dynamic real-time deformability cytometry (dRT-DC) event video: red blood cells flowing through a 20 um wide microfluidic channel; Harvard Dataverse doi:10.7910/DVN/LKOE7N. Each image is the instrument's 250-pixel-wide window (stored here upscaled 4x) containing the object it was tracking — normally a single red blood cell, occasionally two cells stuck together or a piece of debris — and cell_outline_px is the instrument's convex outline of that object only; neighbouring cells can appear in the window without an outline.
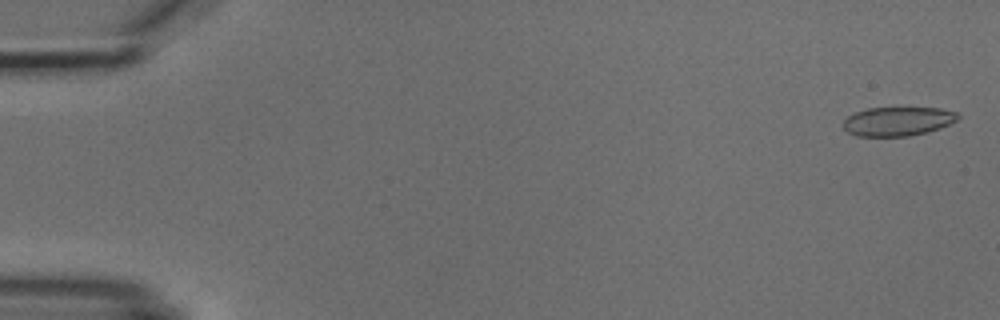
{"species": "common noctule bat (a hibernating species)", "species_latin": "Nyctalus noctula", "temperature_condition": "cold", "stored_images_in_passage": 2, "camera_frame_rate_fps": 3000, "um_per_image_px": 0.085, "animal": {"sex": "male", "body_mass_g": 18.8}, "frame": {"image": 1, "passage_image": 1, "time_ms": 0.0, "image_size_px": [1000, 320], "cell_outline_px": [[960, 116], [956, 120], [940, 128], [928, 132], [908, 136], [856, 136], [848, 132], [844, 128], [844, 120], [848, 116], [856, 112], [868, 108], [940, 108], [956, 112]], "centroid_in_image_um": [76.31, 10.31], "position_along_channel_um": 8.7, "area_um2": 19.25}}